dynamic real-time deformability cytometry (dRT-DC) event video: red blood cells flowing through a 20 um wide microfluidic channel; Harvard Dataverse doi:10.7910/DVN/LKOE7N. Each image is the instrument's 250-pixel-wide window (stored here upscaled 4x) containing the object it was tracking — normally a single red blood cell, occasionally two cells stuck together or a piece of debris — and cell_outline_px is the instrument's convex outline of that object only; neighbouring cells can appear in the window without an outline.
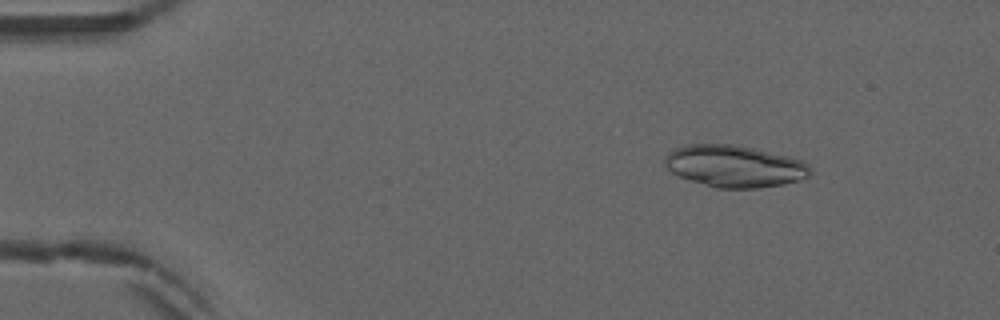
{"species": "common noctule bat (a hibernating species)", "species_latin": "Nyctalus noctula", "temperature_condition": "warm", "stored_images_in_passage": 22, "camera_frame_rate_fps": 3000, "um_per_image_px": 0.085, "animal": {"sex": "male", "forearm_length_mm": 52.5}, "frame": {"image": 1, "passage_image": 7, "time_ms": 2.0, "image_size_px": [1000, 320], "cell_outline_px": [[812, 172], [808, 176], [784, 184], [760, 188], [716, 188], [680, 176], [672, 172], [664, 164], [664, 156], [668, 152], [676, 148], [688, 144], [736, 144], [788, 156], [800, 160], [808, 164], [812, 168]], "centroid_in_image_um": [62.43, 14.12], "position_along_channel_um": 22.6, "area_um2": 35.43}}